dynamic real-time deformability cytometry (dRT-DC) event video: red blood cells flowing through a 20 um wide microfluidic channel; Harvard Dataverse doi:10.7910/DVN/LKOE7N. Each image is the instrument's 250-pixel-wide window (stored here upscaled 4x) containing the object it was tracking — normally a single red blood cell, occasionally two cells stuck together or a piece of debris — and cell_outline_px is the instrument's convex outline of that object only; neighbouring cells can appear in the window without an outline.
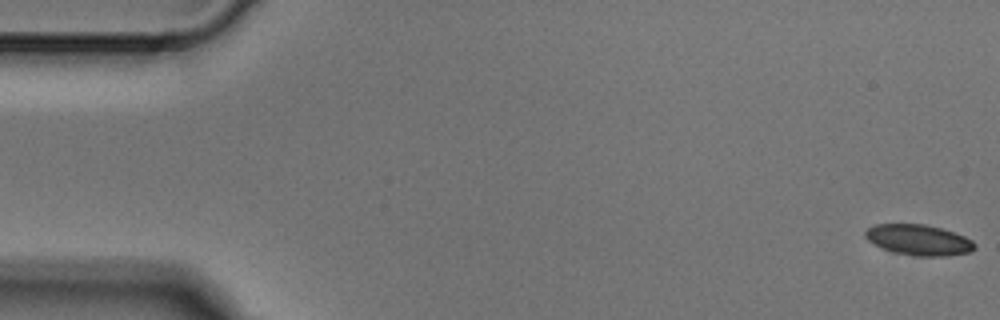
{"species": "Egyptian fruit bat (a non-hibernating species)", "species_latin": "Rousettus aegyptiacus", "temperature_condition": "cold", "stored_images_in_passage": 4, "camera_frame_rate_fps": 3000, "um_per_image_px": 0.085, "animal": {"sex": "male"}, "frame": {"image": 1, "passage_image": 1, "time_ms": 0.0, "image_size_px": [1000, 320], "cell_outline_px": [[976, 248], [968, 252], [944, 256], [916, 256], [892, 252], [868, 240], [864, 236], [864, 232], [872, 224], [924, 224], [940, 228], [964, 236], [972, 240], [976, 244]], "centroid_in_image_um": [78.07, 20.39], "position_along_channel_um": 6.9, "area_um2": 19.42}}
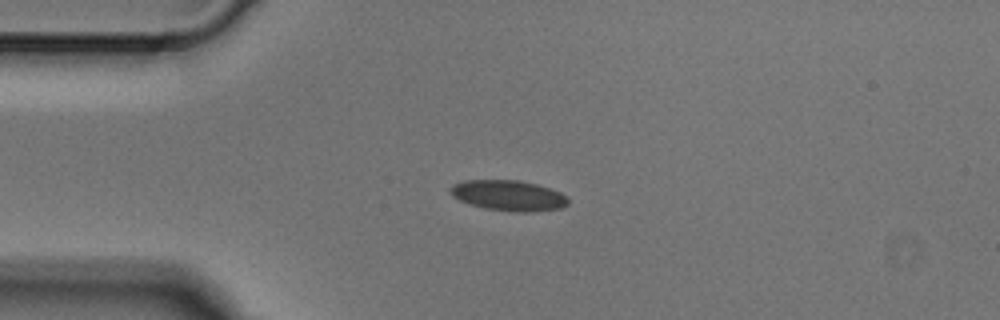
{"frame": {"image": 2, "passage_image": 4, "time_ms": 1.0, "image_size_px": [1000, 320], "cell_outline_px": [[568, 204], [560, 208], [528, 212], [520, 212], [484, 208], [468, 204], [452, 196], [448, 192], [448, 188], [452, 184], [464, 180], [516, 180], [536, 184], [560, 192], [568, 196]], "centroid_in_image_um": [43.17, 16.61], "position_along_channel_um": 41.8, "area_um2": 20.98}}